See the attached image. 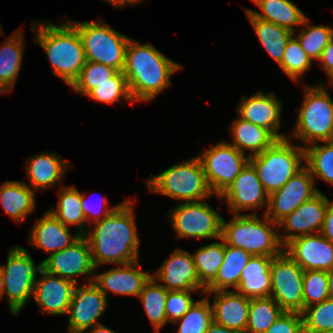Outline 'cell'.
Here are the masks:
<instances>
[{
	"instance_id": "obj_4",
	"label": "cell",
	"mask_w": 333,
	"mask_h": 333,
	"mask_svg": "<svg viewBox=\"0 0 333 333\" xmlns=\"http://www.w3.org/2000/svg\"><path fill=\"white\" fill-rule=\"evenodd\" d=\"M233 214L230 221L222 220L221 238L224 244L243 249L252 256L276 257L284 251L279 239L278 224L265 214Z\"/></svg>"
},
{
	"instance_id": "obj_13",
	"label": "cell",
	"mask_w": 333,
	"mask_h": 333,
	"mask_svg": "<svg viewBox=\"0 0 333 333\" xmlns=\"http://www.w3.org/2000/svg\"><path fill=\"white\" fill-rule=\"evenodd\" d=\"M319 191L315 187V180L312 174L304 166L281 189L269 195L268 207L264 214L271 221L278 224Z\"/></svg>"
},
{
	"instance_id": "obj_38",
	"label": "cell",
	"mask_w": 333,
	"mask_h": 333,
	"mask_svg": "<svg viewBox=\"0 0 333 333\" xmlns=\"http://www.w3.org/2000/svg\"><path fill=\"white\" fill-rule=\"evenodd\" d=\"M306 17L302 23V30L299 34L293 35L298 39L301 48L313 60H319L322 51L333 38V27L326 25H310Z\"/></svg>"
},
{
	"instance_id": "obj_12",
	"label": "cell",
	"mask_w": 333,
	"mask_h": 333,
	"mask_svg": "<svg viewBox=\"0 0 333 333\" xmlns=\"http://www.w3.org/2000/svg\"><path fill=\"white\" fill-rule=\"evenodd\" d=\"M270 297L286 312H303L304 270L284 251L273 258Z\"/></svg>"
},
{
	"instance_id": "obj_54",
	"label": "cell",
	"mask_w": 333,
	"mask_h": 333,
	"mask_svg": "<svg viewBox=\"0 0 333 333\" xmlns=\"http://www.w3.org/2000/svg\"><path fill=\"white\" fill-rule=\"evenodd\" d=\"M3 285H4V278H3L2 267L0 265V299L3 298Z\"/></svg>"
},
{
	"instance_id": "obj_21",
	"label": "cell",
	"mask_w": 333,
	"mask_h": 333,
	"mask_svg": "<svg viewBox=\"0 0 333 333\" xmlns=\"http://www.w3.org/2000/svg\"><path fill=\"white\" fill-rule=\"evenodd\" d=\"M36 278L32 299L41 312L52 315H67L76 284L68 279L52 275L42 268Z\"/></svg>"
},
{
	"instance_id": "obj_36",
	"label": "cell",
	"mask_w": 333,
	"mask_h": 333,
	"mask_svg": "<svg viewBox=\"0 0 333 333\" xmlns=\"http://www.w3.org/2000/svg\"><path fill=\"white\" fill-rule=\"evenodd\" d=\"M304 151L305 166L314 180L319 178L333 186V141L310 144L304 148Z\"/></svg>"
},
{
	"instance_id": "obj_48",
	"label": "cell",
	"mask_w": 333,
	"mask_h": 333,
	"mask_svg": "<svg viewBox=\"0 0 333 333\" xmlns=\"http://www.w3.org/2000/svg\"><path fill=\"white\" fill-rule=\"evenodd\" d=\"M320 233L333 243V200L328 198V207Z\"/></svg>"
},
{
	"instance_id": "obj_33",
	"label": "cell",
	"mask_w": 333,
	"mask_h": 333,
	"mask_svg": "<svg viewBox=\"0 0 333 333\" xmlns=\"http://www.w3.org/2000/svg\"><path fill=\"white\" fill-rule=\"evenodd\" d=\"M244 10L258 40L274 61L280 65L285 53V46L293 32L275 23L254 17L247 8Z\"/></svg>"
},
{
	"instance_id": "obj_30",
	"label": "cell",
	"mask_w": 333,
	"mask_h": 333,
	"mask_svg": "<svg viewBox=\"0 0 333 333\" xmlns=\"http://www.w3.org/2000/svg\"><path fill=\"white\" fill-rule=\"evenodd\" d=\"M262 12L247 9L254 17L275 23L296 32L294 26H302L307 17L290 0H252Z\"/></svg>"
},
{
	"instance_id": "obj_42",
	"label": "cell",
	"mask_w": 333,
	"mask_h": 333,
	"mask_svg": "<svg viewBox=\"0 0 333 333\" xmlns=\"http://www.w3.org/2000/svg\"><path fill=\"white\" fill-rule=\"evenodd\" d=\"M118 71L101 63L86 61L79 77L70 86L76 93L87 95L99 84L108 82Z\"/></svg>"
},
{
	"instance_id": "obj_41",
	"label": "cell",
	"mask_w": 333,
	"mask_h": 333,
	"mask_svg": "<svg viewBox=\"0 0 333 333\" xmlns=\"http://www.w3.org/2000/svg\"><path fill=\"white\" fill-rule=\"evenodd\" d=\"M312 60L301 48L298 39L292 35L285 46V53L279 67L295 83L299 77L311 69Z\"/></svg>"
},
{
	"instance_id": "obj_3",
	"label": "cell",
	"mask_w": 333,
	"mask_h": 333,
	"mask_svg": "<svg viewBox=\"0 0 333 333\" xmlns=\"http://www.w3.org/2000/svg\"><path fill=\"white\" fill-rule=\"evenodd\" d=\"M34 22L32 21L31 26L35 32V43L46 52L54 75L71 86L86 63L78 31L69 21L60 25L49 21Z\"/></svg>"
},
{
	"instance_id": "obj_39",
	"label": "cell",
	"mask_w": 333,
	"mask_h": 333,
	"mask_svg": "<svg viewBox=\"0 0 333 333\" xmlns=\"http://www.w3.org/2000/svg\"><path fill=\"white\" fill-rule=\"evenodd\" d=\"M209 295L196 301L179 320L172 324H180L177 333H205L213 322V309Z\"/></svg>"
},
{
	"instance_id": "obj_45",
	"label": "cell",
	"mask_w": 333,
	"mask_h": 333,
	"mask_svg": "<svg viewBox=\"0 0 333 333\" xmlns=\"http://www.w3.org/2000/svg\"><path fill=\"white\" fill-rule=\"evenodd\" d=\"M195 292L168 291L165 303V313L168 322L174 323L186 314L189 308L196 302L192 296Z\"/></svg>"
},
{
	"instance_id": "obj_20",
	"label": "cell",
	"mask_w": 333,
	"mask_h": 333,
	"mask_svg": "<svg viewBox=\"0 0 333 333\" xmlns=\"http://www.w3.org/2000/svg\"><path fill=\"white\" fill-rule=\"evenodd\" d=\"M240 118L268 129L278 140L288 138L280 133L282 102L273 92L257 91L249 97L243 96L237 105Z\"/></svg>"
},
{
	"instance_id": "obj_10",
	"label": "cell",
	"mask_w": 333,
	"mask_h": 333,
	"mask_svg": "<svg viewBox=\"0 0 333 333\" xmlns=\"http://www.w3.org/2000/svg\"><path fill=\"white\" fill-rule=\"evenodd\" d=\"M172 229L176 233V239L221 238L223 217L216 209H213L205 200L185 202L176 205L170 211Z\"/></svg>"
},
{
	"instance_id": "obj_40",
	"label": "cell",
	"mask_w": 333,
	"mask_h": 333,
	"mask_svg": "<svg viewBox=\"0 0 333 333\" xmlns=\"http://www.w3.org/2000/svg\"><path fill=\"white\" fill-rule=\"evenodd\" d=\"M91 100L115 105L117 102L135 103L131 97L127 79L123 71H118L108 82L99 84L92 89L87 95Z\"/></svg>"
},
{
	"instance_id": "obj_26",
	"label": "cell",
	"mask_w": 333,
	"mask_h": 333,
	"mask_svg": "<svg viewBox=\"0 0 333 333\" xmlns=\"http://www.w3.org/2000/svg\"><path fill=\"white\" fill-rule=\"evenodd\" d=\"M273 258L252 256L241 272L236 291L250 299L269 297L271 294L270 266Z\"/></svg>"
},
{
	"instance_id": "obj_31",
	"label": "cell",
	"mask_w": 333,
	"mask_h": 333,
	"mask_svg": "<svg viewBox=\"0 0 333 333\" xmlns=\"http://www.w3.org/2000/svg\"><path fill=\"white\" fill-rule=\"evenodd\" d=\"M252 255L247 251L225 244L223 263L215 280L205 289V292L229 291L237 289L241 272L248 264Z\"/></svg>"
},
{
	"instance_id": "obj_18",
	"label": "cell",
	"mask_w": 333,
	"mask_h": 333,
	"mask_svg": "<svg viewBox=\"0 0 333 333\" xmlns=\"http://www.w3.org/2000/svg\"><path fill=\"white\" fill-rule=\"evenodd\" d=\"M157 282L168 291H199L205 293L200 285L192 254L181 248L174 252L152 274ZM165 283V284H164Z\"/></svg>"
},
{
	"instance_id": "obj_14",
	"label": "cell",
	"mask_w": 333,
	"mask_h": 333,
	"mask_svg": "<svg viewBox=\"0 0 333 333\" xmlns=\"http://www.w3.org/2000/svg\"><path fill=\"white\" fill-rule=\"evenodd\" d=\"M107 304L108 298L92 282V279L84 285L76 284L67 311L69 314L67 332L83 333L101 324L98 319L104 314Z\"/></svg>"
},
{
	"instance_id": "obj_17",
	"label": "cell",
	"mask_w": 333,
	"mask_h": 333,
	"mask_svg": "<svg viewBox=\"0 0 333 333\" xmlns=\"http://www.w3.org/2000/svg\"><path fill=\"white\" fill-rule=\"evenodd\" d=\"M327 207L328 197L319 191L282 219L278 223L279 231H285L279 235L281 244L285 246L296 237L320 233Z\"/></svg>"
},
{
	"instance_id": "obj_8",
	"label": "cell",
	"mask_w": 333,
	"mask_h": 333,
	"mask_svg": "<svg viewBox=\"0 0 333 333\" xmlns=\"http://www.w3.org/2000/svg\"><path fill=\"white\" fill-rule=\"evenodd\" d=\"M69 23L78 31L86 61L101 63L117 71L124 70L130 37L114 30L105 21L71 20Z\"/></svg>"
},
{
	"instance_id": "obj_37",
	"label": "cell",
	"mask_w": 333,
	"mask_h": 333,
	"mask_svg": "<svg viewBox=\"0 0 333 333\" xmlns=\"http://www.w3.org/2000/svg\"><path fill=\"white\" fill-rule=\"evenodd\" d=\"M283 312L270 296L251 298L246 333H265Z\"/></svg>"
},
{
	"instance_id": "obj_15",
	"label": "cell",
	"mask_w": 333,
	"mask_h": 333,
	"mask_svg": "<svg viewBox=\"0 0 333 333\" xmlns=\"http://www.w3.org/2000/svg\"><path fill=\"white\" fill-rule=\"evenodd\" d=\"M220 201L228 204V210L233 214H243L249 211L256 214V210L268 207L269 195L264 190L253 165L248 162L231 185L219 196Z\"/></svg>"
},
{
	"instance_id": "obj_57",
	"label": "cell",
	"mask_w": 333,
	"mask_h": 333,
	"mask_svg": "<svg viewBox=\"0 0 333 333\" xmlns=\"http://www.w3.org/2000/svg\"><path fill=\"white\" fill-rule=\"evenodd\" d=\"M2 31H3V29H2V26H1V23H0V33H3Z\"/></svg>"
},
{
	"instance_id": "obj_11",
	"label": "cell",
	"mask_w": 333,
	"mask_h": 333,
	"mask_svg": "<svg viewBox=\"0 0 333 333\" xmlns=\"http://www.w3.org/2000/svg\"><path fill=\"white\" fill-rule=\"evenodd\" d=\"M200 154L198 157L209 187L214 195L219 196L231 185L250 159L226 141L218 142Z\"/></svg>"
},
{
	"instance_id": "obj_23",
	"label": "cell",
	"mask_w": 333,
	"mask_h": 333,
	"mask_svg": "<svg viewBox=\"0 0 333 333\" xmlns=\"http://www.w3.org/2000/svg\"><path fill=\"white\" fill-rule=\"evenodd\" d=\"M214 294L211 303L213 309V321L229 329L240 333H246L250 298L243 296L234 290L205 292Z\"/></svg>"
},
{
	"instance_id": "obj_9",
	"label": "cell",
	"mask_w": 333,
	"mask_h": 333,
	"mask_svg": "<svg viewBox=\"0 0 333 333\" xmlns=\"http://www.w3.org/2000/svg\"><path fill=\"white\" fill-rule=\"evenodd\" d=\"M4 285L3 296L7 295L8 307L12 315H18L29 298L33 297L34 285L41 262L34 263L30 252L16 245L9 249L7 264L1 265Z\"/></svg>"
},
{
	"instance_id": "obj_49",
	"label": "cell",
	"mask_w": 333,
	"mask_h": 333,
	"mask_svg": "<svg viewBox=\"0 0 333 333\" xmlns=\"http://www.w3.org/2000/svg\"><path fill=\"white\" fill-rule=\"evenodd\" d=\"M320 67L324 70L325 74L333 69V38L322 51L321 57L318 60Z\"/></svg>"
},
{
	"instance_id": "obj_52",
	"label": "cell",
	"mask_w": 333,
	"mask_h": 333,
	"mask_svg": "<svg viewBox=\"0 0 333 333\" xmlns=\"http://www.w3.org/2000/svg\"><path fill=\"white\" fill-rule=\"evenodd\" d=\"M87 330L88 332L86 333H116L115 331L111 330L110 328H107V326H104L102 324L95 325Z\"/></svg>"
},
{
	"instance_id": "obj_1",
	"label": "cell",
	"mask_w": 333,
	"mask_h": 333,
	"mask_svg": "<svg viewBox=\"0 0 333 333\" xmlns=\"http://www.w3.org/2000/svg\"><path fill=\"white\" fill-rule=\"evenodd\" d=\"M130 198L84 234L95 269L103 264L123 265L138 261L140 240Z\"/></svg>"
},
{
	"instance_id": "obj_50",
	"label": "cell",
	"mask_w": 333,
	"mask_h": 333,
	"mask_svg": "<svg viewBox=\"0 0 333 333\" xmlns=\"http://www.w3.org/2000/svg\"><path fill=\"white\" fill-rule=\"evenodd\" d=\"M107 3H109L114 8H123L125 6H133L135 4H139L140 2H143L144 0H104Z\"/></svg>"
},
{
	"instance_id": "obj_19",
	"label": "cell",
	"mask_w": 333,
	"mask_h": 333,
	"mask_svg": "<svg viewBox=\"0 0 333 333\" xmlns=\"http://www.w3.org/2000/svg\"><path fill=\"white\" fill-rule=\"evenodd\" d=\"M284 252L304 271L333 269V243L321 233L292 239L284 246Z\"/></svg>"
},
{
	"instance_id": "obj_2",
	"label": "cell",
	"mask_w": 333,
	"mask_h": 333,
	"mask_svg": "<svg viewBox=\"0 0 333 333\" xmlns=\"http://www.w3.org/2000/svg\"><path fill=\"white\" fill-rule=\"evenodd\" d=\"M182 65L163 55L150 43L130 38L123 73L133 101L151 102L171 85L170 76Z\"/></svg>"
},
{
	"instance_id": "obj_43",
	"label": "cell",
	"mask_w": 333,
	"mask_h": 333,
	"mask_svg": "<svg viewBox=\"0 0 333 333\" xmlns=\"http://www.w3.org/2000/svg\"><path fill=\"white\" fill-rule=\"evenodd\" d=\"M303 331H333V300L326 299L304 308Z\"/></svg>"
},
{
	"instance_id": "obj_25",
	"label": "cell",
	"mask_w": 333,
	"mask_h": 333,
	"mask_svg": "<svg viewBox=\"0 0 333 333\" xmlns=\"http://www.w3.org/2000/svg\"><path fill=\"white\" fill-rule=\"evenodd\" d=\"M71 166L56 153L46 151L35 154L26 160L24 167L29 180L28 186L34 191L56 187Z\"/></svg>"
},
{
	"instance_id": "obj_5",
	"label": "cell",
	"mask_w": 333,
	"mask_h": 333,
	"mask_svg": "<svg viewBox=\"0 0 333 333\" xmlns=\"http://www.w3.org/2000/svg\"><path fill=\"white\" fill-rule=\"evenodd\" d=\"M146 183L149 191L183 200V203L218 196L211 191L198 156L172 165L147 179Z\"/></svg>"
},
{
	"instance_id": "obj_51",
	"label": "cell",
	"mask_w": 333,
	"mask_h": 333,
	"mask_svg": "<svg viewBox=\"0 0 333 333\" xmlns=\"http://www.w3.org/2000/svg\"><path fill=\"white\" fill-rule=\"evenodd\" d=\"M205 333H240L236 330L229 329L225 326L219 325L214 321L209 325L208 330Z\"/></svg>"
},
{
	"instance_id": "obj_47",
	"label": "cell",
	"mask_w": 333,
	"mask_h": 333,
	"mask_svg": "<svg viewBox=\"0 0 333 333\" xmlns=\"http://www.w3.org/2000/svg\"><path fill=\"white\" fill-rule=\"evenodd\" d=\"M87 197H88L87 194L82 193V198H81L82 210L88 225L102 220L104 217L108 216L120 205L117 204L112 207L107 206L109 199L106 197H102V199L100 200L101 202L99 201L100 202L99 204H91L86 200Z\"/></svg>"
},
{
	"instance_id": "obj_55",
	"label": "cell",
	"mask_w": 333,
	"mask_h": 333,
	"mask_svg": "<svg viewBox=\"0 0 333 333\" xmlns=\"http://www.w3.org/2000/svg\"><path fill=\"white\" fill-rule=\"evenodd\" d=\"M328 77V85L333 86V69L331 71H329L327 74Z\"/></svg>"
},
{
	"instance_id": "obj_28",
	"label": "cell",
	"mask_w": 333,
	"mask_h": 333,
	"mask_svg": "<svg viewBox=\"0 0 333 333\" xmlns=\"http://www.w3.org/2000/svg\"><path fill=\"white\" fill-rule=\"evenodd\" d=\"M229 128L233 139L229 144L243 154H245V150H249V157L262 153L278 140L268 129L257 126L240 117L236 118L229 125Z\"/></svg>"
},
{
	"instance_id": "obj_29",
	"label": "cell",
	"mask_w": 333,
	"mask_h": 333,
	"mask_svg": "<svg viewBox=\"0 0 333 333\" xmlns=\"http://www.w3.org/2000/svg\"><path fill=\"white\" fill-rule=\"evenodd\" d=\"M34 192L23 181L1 183L0 203L4 212L16 223L23 222L36 208Z\"/></svg>"
},
{
	"instance_id": "obj_27",
	"label": "cell",
	"mask_w": 333,
	"mask_h": 333,
	"mask_svg": "<svg viewBox=\"0 0 333 333\" xmlns=\"http://www.w3.org/2000/svg\"><path fill=\"white\" fill-rule=\"evenodd\" d=\"M23 34V27L17 29L0 47V94L10 93L18 79L25 48Z\"/></svg>"
},
{
	"instance_id": "obj_34",
	"label": "cell",
	"mask_w": 333,
	"mask_h": 333,
	"mask_svg": "<svg viewBox=\"0 0 333 333\" xmlns=\"http://www.w3.org/2000/svg\"><path fill=\"white\" fill-rule=\"evenodd\" d=\"M222 242H212L197 249L192 254L200 285L206 289L214 280L220 266L223 263L225 244Z\"/></svg>"
},
{
	"instance_id": "obj_53",
	"label": "cell",
	"mask_w": 333,
	"mask_h": 333,
	"mask_svg": "<svg viewBox=\"0 0 333 333\" xmlns=\"http://www.w3.org/2000/svg\"><path fill=\"white\" fill-rule=\"evenodd\" d=\"M327 276H328L329 298L333 300V269L327 272Z\"/></svg>"
},
{
	"instance_id": "obj_6",
	"label": "cell",
	"mask_w": 333,
	"mask_h": 333,
	"mask_svg": "<svg viewBox=\"0 0 333 333\" xmlns=\"http://www.w3.org/2000/svg\"><path fill=\"white\" fill-rule=\"evenodd\" d=\"M304 97L290 137L304 143L333 141V100L322 83L304 84Z\"/></svg>"
},
{
	"instance_id": "obj_56",
	"label": "cell",
	"mask_w": 333,
	"mask_h": 333,
	"mask_svg": "<svg viewBox=\"0 0 333 333\" xmlns=\"http://www.w3.org/2000/svg\"><path fill=\"white\" fill-rule=\"evenodd\" d=\"M303 333H333V331H303Z\"/></svg>"
},
{
	"instance_id": "obj_44",
	"label": "cell",
	"mask_w": 333,
	"mask_h": 333,
	"mask_svg": "<svg viewBox=\"0 0 333 333\" xmlns=\"http://www.w3.org/2000/svg\"><path fill=\"white\" fill-rule=\"evenodd\" d=\"M329 299L327 271H304L303 311L304 308Z\"/></svg>"
},
{
	"instance_id": "obj_7",
	"label": "cell",
	"mask_w": 333,
	"mask_h": 333,
	"mask_svg": "<svg viewBox=\"0 0 333 333\" xmlns=\"http://www.w3.org/2000/svg\"><path fill=\"white\" fill-rule=\"evenodd\" d=\"M289 139L277 140L271 147L249 159L268 195L281 189L305 166L304 147L294 145Z\"/></svg>"
},
{
	"instance_id": "obj_16",
	"label": "cell",
	"mask_w": 333,
	"mask_h": 333,
	"mask_svg": "<svg viewBox=\"0 0 333 333\" xmlns=\"http://www.w3.org/2000/svg\"><path fill=\"white\" fill-rule=\"evenodd\" d=\"M41 267L46 272L73 281L78 284L77 276L92 275L94 278L95 266L89 243L84 235L67 248L57 251L41 261Z\"/></svg>"
},
{
	"instance_id": "obj_35",
	"label": "cell",
	"mask_w": 333,
	"mask_h": 333,
	"mask_svg": "<svg viewBox=\"0 0 333 333\" xmlns=\"http://www.w3.org/2000/svg\"><path fill=\"white\" fill-rule=\"evenodd\" d=\"M167 294L168 290L151 277L138 296L155 333H159L161 328L168 323L165 313Z\"/></svg>"
},
{
	"instance_id": "obj_32",
	"label": "cell",
	"mask_w": 333,
	"mask_h": 333,
	"mask_svg": "<svg viewBox=\"0 0 333 333\" xmlns=\"http://www.w3.org/2000/svg\"><path fill=\"white\" fill-rule=\"evenodd\" d=\"M58 203L56 208L48 211L55 216L62 224L69 227L75 226L80 235H84L88 230V224L82 210V193L74 186H61L58 189Z\"/></svg>"
},
{
	"instance_id": "obj_24",
	"label": "cell",
	"mask_w": 333,
	"mask_h": 333,
	"mask_svg": "<svg viewBox=\"0 0 333 333\" xmlns=\"http://www.w3.org/2000/svg\"><path fill=\"white\" fill-rule=\"evenodd\" d=\"M79 237L80 234L78 232L72 236L69 227L62 224L47 210L42 218L36 220L35 224L32 226L27 241L33 247L41 249L51 255L67 248Z\"/></svg>"
},
{
	"instance_id": "obj_22",
	"label": "cell",
	"mask_w": 333,
	"mask_h": 333,
	"mask_svg": "<svg viewBox=\"0 0 333 333\" xmlns=\"http://www.w3.org/2000/svg\"><path fill=\"white\" fill-rule=\"evenodd\" d=\"M96 272L95 269L92 282L107 298L110 291L117 295L136 296L138 298L144 285L152 277L149 272L141 270L139 261L119 265L117 268H110V270L104 272Z\"/></svg>"
},
{
	"instance_id": "obj_46",
	"label": "cell",
	"mask_w": 333,
	"mask_h": 333,
	"mask_svg": "<svg viewBox=\"0 0 333 333\" xmlns=\"http://www.w3.org/2000/svg\"><path fill=\"white\" fill-rule=\"evenodd\" d=\"M265 333H303L302 314L284 311Z\"/></svg>"
}]
</instances>
